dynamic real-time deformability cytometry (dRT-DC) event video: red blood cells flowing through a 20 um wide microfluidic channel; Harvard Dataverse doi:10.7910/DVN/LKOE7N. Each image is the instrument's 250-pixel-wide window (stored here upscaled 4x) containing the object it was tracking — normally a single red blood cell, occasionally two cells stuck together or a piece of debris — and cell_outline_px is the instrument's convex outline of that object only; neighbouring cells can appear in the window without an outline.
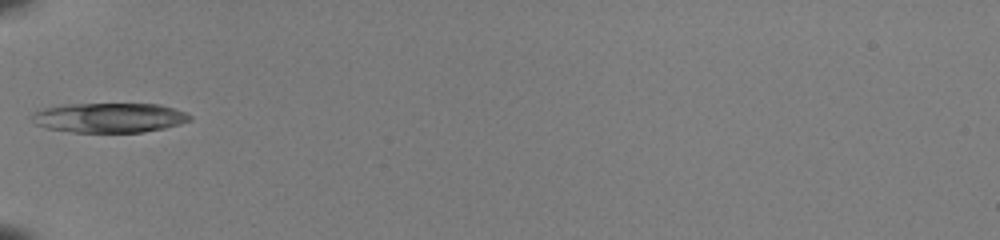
{"species": "common noctule bat (a hibernating species)", "species_latin": "Nyctalus noctula", "temperature_condition": "room temperature", "stored_images_in_passage": 3, "camera_frame_rate_fps": 3000, "um_per_image_px": 0.085, "animal": {"sex": "female", "body_mass_g": 22.0, "forearm_length_mm": 56.7}, "frame": {"image": 1, "passage_image": 1, "time_ms": 0.0, "image_size_px": [1000, 240], "cell_outline_px": [[192, 120], [180, 124], [164, 128], [144, 132], [72, 132], [44, 128], [36, 124], [28, 116], [32, 112], [44, 108], [68, 104], [160, 104], [184, 112], [192, 116]], "centroid_in_image_um": [9.25, 10.01], "position_along_channel_um": 75.7, "area_um2": 27.46}}